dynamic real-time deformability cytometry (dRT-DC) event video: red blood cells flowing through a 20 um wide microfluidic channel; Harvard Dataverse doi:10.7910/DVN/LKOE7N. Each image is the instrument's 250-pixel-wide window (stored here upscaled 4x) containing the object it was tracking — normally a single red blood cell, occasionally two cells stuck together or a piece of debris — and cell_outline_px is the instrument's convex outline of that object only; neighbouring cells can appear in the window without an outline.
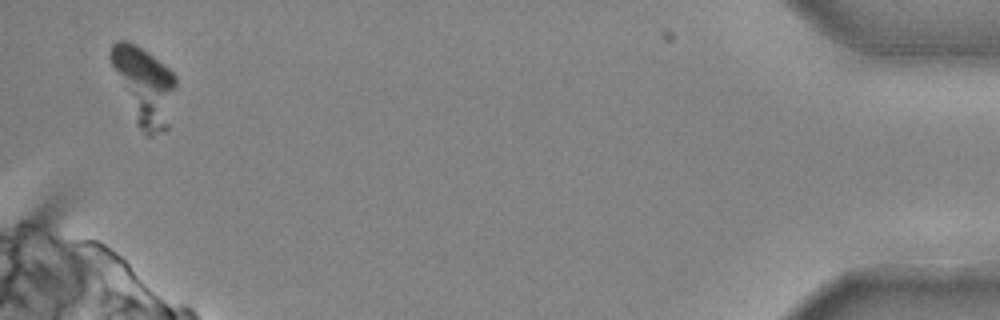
{"species": "common noctule bat (a hibernating species)", "species_latin": "Nyctalus noctula", "temperature_condition": "cold", "stored_images_in_passage": 28, "segment_of_instrument_passage": [3, 3], "camera_frame_rate_fps": 3000, "um_per_image_px": 0.085, "animal": {"sex": "male", "body_mass_g": 20.4}, "frame": {"image": 1, "passage_image": 28, "time_ms": 9.0, "image_size_px": [1000, 320], "cell_outline_px": [[176, 88], [168, 128], [164, 132], [148, 136], [144, 136], [136, 124], [108, 56], [108, 52], [112, 44], [116, 40], [128, 40], [136, 44], [148, 52], [168, 68], [176, 76]], "centroid_in_image_um": [12.26, 7.3], "position_along_channel_um": 422.9, "area_um2": 29.65}}